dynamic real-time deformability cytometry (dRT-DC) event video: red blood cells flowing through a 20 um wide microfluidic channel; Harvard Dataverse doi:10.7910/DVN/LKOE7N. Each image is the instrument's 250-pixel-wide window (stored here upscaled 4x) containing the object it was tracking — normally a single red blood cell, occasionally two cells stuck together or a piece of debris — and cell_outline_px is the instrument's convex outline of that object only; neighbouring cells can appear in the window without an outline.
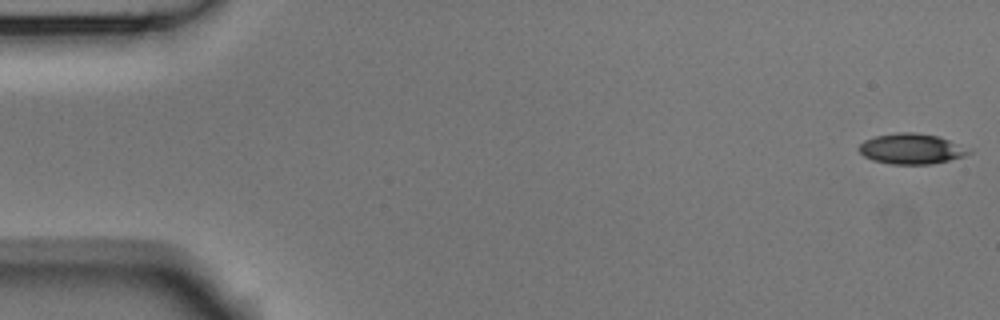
{"species": "Egyptian fruit bat (a non-hibernating species)", "species_latin": "Rousettus aegyptiacus", "temperature_condition": "room temperature", "stored_images_in_passage": 53, "camera_frame_rate_fps": 3000, "um_per_image_px": 0.085, "animal": {"sex": "male"}, "frame": {"image": 1, "passage_image": 1, "time_ms": 0.0, "image_size_px": [1000, 320], "cell_outline_px": [[972, 152], [964, 156], [932, 164], [892, 164], [872, 160], [864, 156], [856, 148], [864, 140], [876, 136], [896, 132], [916, 132], [940, 136], [972, 148]], "centroid_in_image_um": [77.5, 12.63], "position_along_channel_um": 7.5, "area_um2": 19.83}}
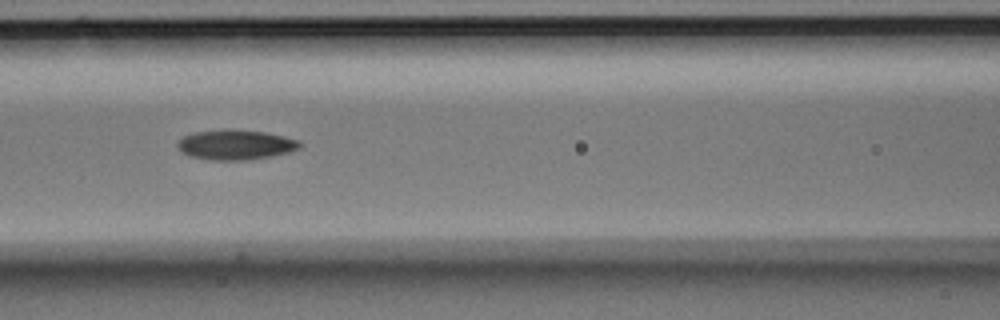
{"frame": {"image": 2, "passage_image": 23, "time_ms": 7.333, "image_size_px": [1000, 320], "cell_outline_px": [[300, 148], [288, 152], [272, 156], [244, 160], [212, 160], [188, 156], [176, 144], [184, 136], [192, 132], [224, 128], [228, 128], [264, 132], [284, 136], [300, 140]], "centroid_in_image_um": [20.02, 12.28], "position_along_channel_um": 146.6, "area_um2": 21.44}}
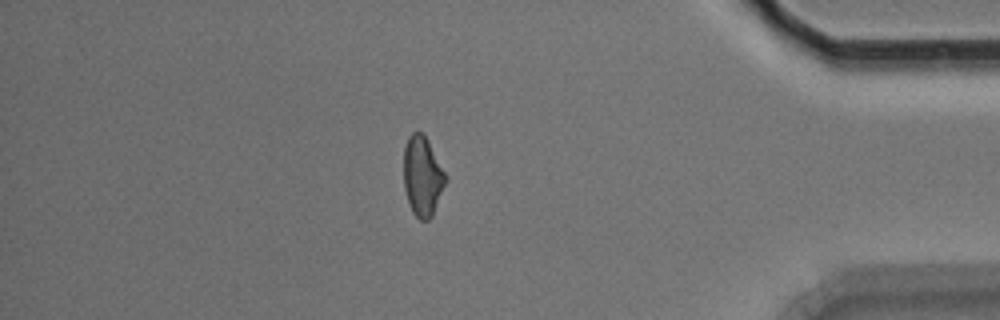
{"frame": {"image": 3, "passage_image": 46, "time_ms": 15.0, "image_size_px": [1000, 320], "cell_outline_px": [[448, 180], [432, 216], [428, 220], [420, 220], [412, 212], [408, 204], [404, 188], [404, 144], [408, 136], [412, 132], [420, 132], [428, 140], [448, 176]], "centroid_in_image_um": [35.92, 14.98], "position_along_channel_um": 399.3, "area_um2": 19.83}, "authors_computed_cell_mechanics": {"area_um2": 20.0566, "velocity_mm_per_s": 3.768, "shape_relaxation_time_tau1_ms": 6.3435, "shape_relaxation_time_tau2_ms": 4.2198, "deformation_change_tau1": 0.134, "deformation_change_tau2": 0.1151}}